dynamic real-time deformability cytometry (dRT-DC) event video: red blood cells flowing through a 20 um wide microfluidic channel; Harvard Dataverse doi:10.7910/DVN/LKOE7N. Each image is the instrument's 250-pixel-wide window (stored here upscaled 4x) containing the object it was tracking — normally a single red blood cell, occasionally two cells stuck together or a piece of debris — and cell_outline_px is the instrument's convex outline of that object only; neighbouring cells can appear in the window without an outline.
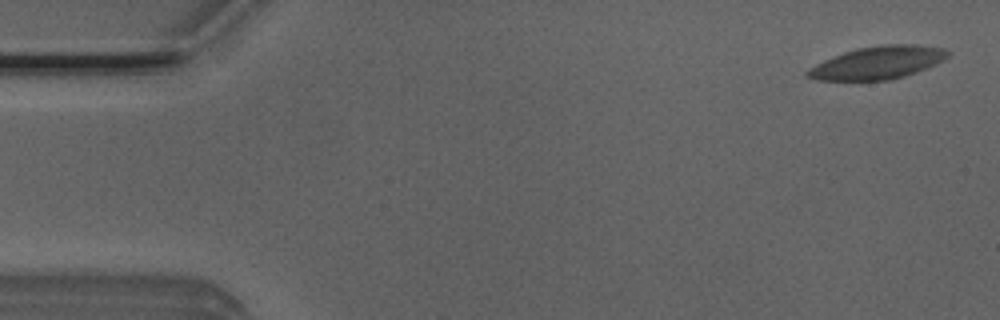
{"species": "Egyptian fruit bat (a non-hibernating species)", "species_latin": "Rousettus aegyptiacus", "temperature_condition": "room temperature", "stored_images_in_passage": 5, "camera_frame_rate_fps": 3000, "um_per_image_px": 0.085, "animal": {"sex": "male"}, "frame": {"image": 1, "passage_image": 1, "time_ms": 0.0, "image_size_px": [1000, 320], "cell_outline_px": [[952, 52], [944, 60], [928, 68], [904, 76], [888, 80], [816, 80], [804, 76], [804, 72], [808, 68], [824, 60], [844, 52], [860, 48], [884, 44], [916, 44], [944, 48]], "centroid_in_image_um": [74.62, 5.33], "position_along_channel_um": 10.4, "area_um2": 26.88}}